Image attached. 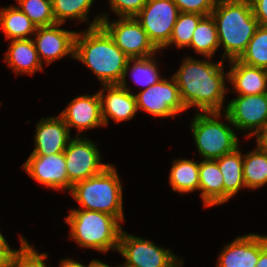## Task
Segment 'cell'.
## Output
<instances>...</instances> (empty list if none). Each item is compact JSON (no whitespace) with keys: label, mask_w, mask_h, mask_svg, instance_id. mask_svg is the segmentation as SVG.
<instances>
[{"label":"cell","mask_w":267,"mask_h":267,"mask_svg":"<svg viewBox=\"0 0 267 267\" xmlns=\"http://www.w3.org/2000/svg\"><path fill=\"white\" fill-rule=\"evenodd\" d=\"M211 16L217 26L219 48H224L223 61L239 59L259 26L250 0H217Z\"/></svg>","instance_id":"cell-3"},{"label":"cell","mask_w":267,"mask_h":267,"mask_svg":"<svg viewBox=\"0 0 267 267\" xmlns=\"http://www.w3.org/2000/svg\"><path fill=\"white\" fill-rule=\"evenodd\" d=\"M22 167L32 179L48 188L62 192L72 188L64 152L48 156L30 154Z\"/></svg>","instance_id":"cell-13"},{"label":"cell","mask_w":267,"mask_h":267,"mask_svg":"<svg viewBox=\"0 0 267 267\" xmlns=\"http://www.w3.org/2000/svg\"><path fill=\"white\" fill-rule=\"evenodd\" d=\"M20 247L7 260L6 267H47L48 253H38L25 237L19 236ZM50 267V266H49Z\"/></svg>","instance_id":"cell-32"},{"label":"cell","mask_w":267,"mask_h":267,"mask_svg":"<svg viewBox=\"0 0 267 267\" xmlns=\"http://www.w3.org/2000/svg\"><path fill=\"white\" fill-rule=\"evenodd\" d=\"M211 60L205 57L203 61L188 55L172 75L186 110L196 108L197 112H225L228 72L224 73L225 61L213 63Z\"/></svg>","instance_id":"cell-1"},{"label":"cell","mask_w":267,"mask_h":267,"mask_svg":"<svg viewBox=\"0 0 267 267\" xmlns=\"http://www.w3.org/2000/svg\"><path fill=\"white\" fill-rule=\"evenodd\" d=\"M59 267H86V265H83L82 263L78 261H74V259L70 258H64L61 259Z\"/></svg>","instance_id":"cell-38"},{"label":"cell","mask_w":267,"mask_h":267,"mask_svg":"<svg viewBox=\"0 0 267 267\" xmlns=\"http://www.w3.org/2000/svg\"><path fill=\"white\" fill-rule=\"evenodd\" d=\"M258 24L267 27V0H250Z\"/></svg>","instance_id":"cell-35"},{"label":"cell","mask_w":267,"mask_h":267,"mask_svg":"<svg viewBox=\"0 0 267 267\" xmlns=\"http://www.w3.org/2000/svg\"><path fill=\"white\" fill-rule=\"evenodd\" d=\"M243 176L247 189L255 190L267 184V153L257 146L243 154Z\"/></svg>","instance_id":"cell-27"},{"label":"cell","mask_w":267,"mask_h":267,"mask_svg":"<svg viewBox=\"0 0 267 267\" xmlns=\"http://www.w3.org/2000/svg\"><path fill=\"white\" fill-rule=\"evenodd\" d=\"M231 123L240 131H248L246 138H254L267 127V93L237 95L225 106Z\"/></svg>","instance_id":"cell-12"},{"label":"cell","mask_w":267,"mask_h":267,"mask_svg":"<svg viewBox=\"0 0 267 267\" xmlns=\"http://www.w3.org/2000/svg\"><path fill=\"white\" fill-rule=\"evenodd\" d=\"M190 48L201 57H214L219 49L217 26L211 15L204 16L198 23L193 34Z\"/></svg>","instance_id":"cell-26"},{"label":"cell","mask_w":267,"mask_h":267,"mask_svg":"<svg viewBox=\"0 0 267 267\" xmlns=\"http://www.w3.org/2000/svg\"><path fill=\"white\" fill-rule=\"evenodd\" d=\"M86 267H112V266H109L108 264L100 261L99 259L98 260L93 259ZM116 267H120V264L118 266L116 265Z\"/></svg>","instance_id":"cell-41"},{"label":"cell","mask_w":267,"mask_h":267,"mask_svg":"<svg viewBox=\"0 0 267 267\" xmlns=\"http://www.w3.org/2000/svg\"><path fill=\"white\" fill-rule=\"evenodd\" d=\"M97 144L88 138L73 137L64 151L69 181L75 184L101 173L110 163H103Z\"/></svg>","instance_id":"cell-11"},{"label":"cell","mask_w":267,"mask_h":267,"mask_svg":"<svg viewBox=\"0 0 267 267\" xmlns=\"http://www.w3.org/2000/svg\"><path fill=\"white\" fill-rule=\"evenodd\" d=\"M101 98L102 119L105 127L109 120L116 123L129 121L136 115L137 103L134 93L119 85H102L98 91Z\"/></svg>","instance_id":"cell-17"},{"label":"cell","mask_w":267,"mask_h":267,"mask_svg":"<svg viewBox=\"0 0 267 267\" xmlns=\"http://www.w3.org/2000/svg\"><path fill=\"white\" fill-rule=\"evenodd\" d=\"M16 251H0V267H3L7 260L15 253Z\"/></svg>","instance_id":"cell-39"},{"label":"cell","mask_w":267,"mask_h":267,"mask_svg":"<svg viewBox=\"0 0 267 267\" xmlns=\"http://www.w3.org/2000/svg\"><path fill=\"white\" fill-rule=\"evenodd\" d=\"M256 137V146L264 153H267V127L259 131Z\"/></svg>","instance_id":"cell-37"},{"label":"cell","mask_w":267,"mask_h":267,"mask_svg":"<svg viewBox=\"0 0 267 267\" xmlns=\"http://www.w3.org/2000/svg\"><path fill=\"white\" fill-rule=\"evenodd\" d=\"M203 17L197 13L180 12L169 43L163 49L171 45L179 49L189 48L195 29Z\"/></svg>","instance_id":"cell-29"},{"label":"cell","mask_w":267,"mask_h":267,"mask_svg":"<svg viewBox=\"0 0 267 267\" xmlns=\"http://www.w3.org/2000/svg\"><path fill=\"white\" fill-rule=\"evenodd\" d=\"M155 55L143 57V58H129L127 66L125 67L119 86L129 90L132 93L131 87L127 86L126 77L130 70L132 80L135 85H140V91L147 89L151 85L156 84L162 77H160V71L158 65V59H155ZM132 62V63H131ZM132 64V65H131Z\"/></svg>","instance_id":"cell-23"},{"label":"cell","mask_w":267,"mask_h":267,"mask_svg":"<svg viewBox=\"0 0 267 267\" xmlns=\"http://www.w3.org/2000/svg\"><path fill=\"white\" fill-rule=\"evenodd\" d=\"M35 129L34 149L31 152L33 155L48 156L62 153L73 138L59 115L41 118Z\"/></svg>","instance_id":"cell-16"},{"label":"cell","mask_w":267,"mask_h":267,"mask_svg":"<svg viewBox=\"0 0 267 267\" xmlns=\"http://www.w3.org/2000/svg\"><path fill=\"white\" fill-rule=\"evenodd\" d=\"M0 29L8 40L30 39L37 27L16 6L2 7L0 10Z\"/></svg>","instance_id":"cell-24"},{"label":"cell","mask_w":267,"mask_h":267,"mask_svg":"<svg viewBox=\"0 0 267 267\" xmlns=\"http://www.w3.org/2000/svg\"><path fill=\"white\" fill-rule=\"evenodd\" d=\"M118 252L125 258V265L132 267H181L184 260L171 249L155 245L150 240L122 230Z\"/></svg>","instance_id":"cell-8"},{"label":"cell","mask_w":267,"mask_h":267,"mask_svg":"<svg viewBox=\"0 0 267 267\" xmlns=\"http://www.w3.org/2000/svg\"><path fill=\"white\" fill-rule=\"evenodd\" d=\"M4 61L17 75H32L42 71L44 65L39 59L33 38L11 40Z\"/></svg>","instance_id":"cell-20"},{"label":"cell","mask_w":267,"mask_h":267,"mask_svg":"<svg viewBox=\"0 0 267 267\" xmlns=\"http://www.w3.org/2000/svg\"><path fill=\"white\" fill-rule=\"evenodd\" d=\"M180 12L197 13L203 16L211 15L217 0H172Z\"/></svg>","instance_id":"cell-34"},{"label":"cell","mask_w":267,"mask_h":267,"mask_svg":"<svg viewBox=\"0 0 267 267\" xmlns=\"http://www.w3.org/2000/svg\"><path fill=\"white\" fill-rule=\"evenodd\" d=\"M59 116L64 120L70 132L73 127L77 130L75 136H80V133L85 130L105 127L99 92L75 97L60 112Z\"/></svg>","instance_id":"cell-15"},{"label":"cell","mask_w":267,"mask_h":267,"mask_svg":"<svg viewBox=\"0 0 267 267\" xmlns=\"http://www.w3.org/2000/svg\"><path fill=\"white\" fill-rule=\"evenodd\" d=\"M20 10L36 27L56 24L51 0H16Z\"/></svg>","instance_id":"cell-31"},{"label":"cell","mask_w":267,"mask_h":267,"mask_svg":"<svg viewBox=\"0 0 267 267\" xmlns=\"http://www.w3.org/2000/svg\"><path fill=\"white\" fill-rule=\"evenodd\" d=\"M147 0H109L110 11L117 17H135L144 7Z\"/></svg>","instance_id":"cell-33"},{"label":"cell","mask_w":267,"mask_h":267,"mask_svg":"<svg viewBox=\"0 0 267 267\" xmlns=\"http://www.w3.org/2000/svg\"><path fill=\"white\" fill-rule=\"evenodd\" d=\"M238 60L252 67L262 69L267 67V27L258 26L245 52Z\"/></svg>","instance_id":"cell-30"},{"label":"cell","mask_w":267,"mask_h":267,"mask_svg":"<svg viewBox=\"0 0 267 267\" xmlns=\"http://www.w3.org/2000/svg\"><path fill=\"white\" fill-rule=\"evenodd\" d=\"M74 59L87 66L102 85H118L129 57L97 26L76 33Z\"/></svg>","instance_id":"cell-2"},{"label":"cell","mask_w":267,"mask_h":267,"mask_svg":"<svg viewBox=\"0 0 267 267\" xmlns=\"http://www.w3.org/2000/svg\"><path fill=\"white\" fill-rule=\"evenodd\" d=\"M259 261V234L238 236L224 246L216 267H256Z\"/></svg>","instance_id":"cell-18"},{"label":"cell","mask_w":267,"mask_h":267,"mask_svg":"<svg viewBox=\"0 0 267 267\" xmlns=\"http://www.w3.org/2000/svg\"><path fill=\"white\" fill-rule=\"evenodd\" d=\"M122 264H120V267H132V266H129V265H125L124 263H122Z\"/></svg>","instance_id":"cell-42"},{"label":"cell","mask_w":267,"mask_h":267,"mask_svg":"<svg viewBox=\"0 0 267 267\" xmlns=\"http://www.w3.org/2000/svg\"><path fill=\"white\" fill-rule=\"evenodd\" d=\"M227 82L232 84L228 92L237 95H258L267 93V80L264 69L252 67L240 62L238 59L229 61Z\"/></svg>","instance_id":"cell-19"},{"label":"cell","mask_w":267,"mask_h":267,"mask_svg":"<svg viewBox=\"0 0 267 267\" xmlns=\"http://www.w3.org/2000/svg\"><path fill=\"white\" fill-rule=\"evenodd\" d=\"M138 111L159 118H170L186 111L175 79L162 78L139 93H134Z\"/></svg>","instance_id":"cell-10"},{"label":"cell","mask_w":267,"mask_h":267,"mask_svg":"<svg viewBox=\"0 0 267 267\" xmlns=\"http://www.w3.org/2000/svg\"><path fill=\"white\" fill-rule=\"evenodd\" d=\"M56 23L64 24L68 19L80 23L89 21V11L94 0H51Z\"/></svg>","instance_id":"cell-28"},{"label":"cell","mask_w":267,"mask_h":267,"mask_svg":"<svg viewBox=\"0 0 267 267\" xmlns=\"http://www.w3.org/2000/svg\"><path fill=\"white\" fill-rule=\"evenodd\" d=\"M169 173L172 191L190 194L199 190V162L191 159H175Z\"/></svg>","instance_id":"cell-25"},{"label":"cell","mask_w":267,"mask_h":267,"mask_svg":"<svg viewBox=\"0 0 267 267\" xmlns=\"http://www.w3.org/2000/svg\"><path fill=\"white\" fill-rule=\"evenodd\" d=\"M215 160L223 176L224 203H226L242 188L246 189L243 176V153L238 147L233 152Z\"/></svg>","instance_id":"cell-22"},{"label":"cell","mask_w":267,"mask_h":267,"mask_svg":"<svg viewBox=\"0 0 267 267\" xmlns=\"http://www.w3.org/2000/svg\"><path fill=\"white\" fill-rule=\"evenodd\" d=\"M256 267H267V235L259 234V261Z\"/></svg>","instance_id":"cell-36"},{"label":"cell","mask_w":267,"mask_h":267,"mask_svg":"<svg viewBox=\"0 0 267 267\" xmlns=\"http://www.w3.org/2000/svg\"><path fill=\"white\" fill-rule=\"evenodd\" d=\"M63 24L37 27L33 42L39 59L46 65L64 57L74 58L76 31L62 29ZM35 38V39H34Z\"/></svg>","instance_id":"cell-14"},{"label":"cell","mask_w":267,"mask_h":267,"mask_svg":"<svg viewBox=\"0 0 267 267\" xmlns=\"http://www.w3.org/2000/svg\"><path fill=\"white\" fill-rule=\"evenodd\" d=\"M199 190L204 207L209 208L224 203L223 176L216 160L199 161Z\"/></svg>","instance_id":"cell-21"},{"label":"cell","mask_w":267,"mask_h":267,"mask_svg":"<svg viewBox=\"0 0 267 267\" xmlns=\"http://www.w3.org/2000/svg\"><path fill=\"white\" fill-rule=\"evenodd\" d=\"M117 169L110 164L101 173L72 185L69 193L80 207L112 215L125 221L123 212V188Z\"/></svg>","instance_id":"cell-5"},{"label":"cell","mask_w":267,"mask_h":267,"mask_svg":"<svg viewBox=\"0 0 267 267\" xmlns=\"http://www.w3.org/2000/svg\"><path fill=\"white\" fill-rule=\"evenodd\" d=\"M180 11L172 0H147L135 16L150 42L160 50L169 43Z\"/></svg>","instance_id":"cell-9"},{"label":"cell","mask_w":267,"mask_h":267,"mask_svg":"<svg viewBox=\"0 0 267 267\" xmlns=\"http://www.w3.org/2000/svg\"><path fill=\"white\" fill-rule=\"evenodd\" d=\"M223 116L228 124L220 121ZM190 127L202 159L215 160L239 147L238 136L233 130L235 127L226 113L196 112Z\"/></svg>","instance_id":"cell-6"},{"label":"cell","mask_w":267,"mask_h":267,"mask_svg":"<svg viewBox=\"0 0 267 267\" xmlns=\"http://www.w3.org/2000/svg\"><path fill=\"white\" fill-rule=\"evenodd\" d=\"M0 251H17V249H13L10 247L5 237L2 235L0 231Z\"/></svg>","instance_id":"cell-40"},{"label":"cell","mask_w":267,"mask_h":267,"mask_svg":"<svg viewBox=\"0 0 267 267\" xmlns=\"http://www.w3.org/2000/svg\"><path fill=\"white\" fill-rule=\"evenodd\" d=\"M88 28L101 26L114 43L129 57L143 58L159 54L135 17H119L109 21V14H97Z\"/></svg>","instance_id":"cell-7"},{"label":"cell","mask_w":267,"mask_h":267,"mask_svg":"<svg viewBox=\"0 0 267 267\" xmlns=\"http://www.w3.org/2000/svg\"><path fill=\"white\" fill-rule=\"evenodd\" d=\"M265 74H266V80H267V67L264 69Z\"/></svg>","instance_id":"cell-43"},{"label":"cell","mask_w":267,"mask_h":267,"mask_svg":"<svg viewBox=\"0 0 267 267\" xmlns=\"http://www.w3.org/2000/svg\"><path fill=\"white\" fill-rule=\"evenodd\" d=\"M121 223L112 215L84 209H72L65 217V224L70 226V239L82 248L102 253L118 251Z\"/></svg>","instance_id":"cell-4"}]
</instances>
